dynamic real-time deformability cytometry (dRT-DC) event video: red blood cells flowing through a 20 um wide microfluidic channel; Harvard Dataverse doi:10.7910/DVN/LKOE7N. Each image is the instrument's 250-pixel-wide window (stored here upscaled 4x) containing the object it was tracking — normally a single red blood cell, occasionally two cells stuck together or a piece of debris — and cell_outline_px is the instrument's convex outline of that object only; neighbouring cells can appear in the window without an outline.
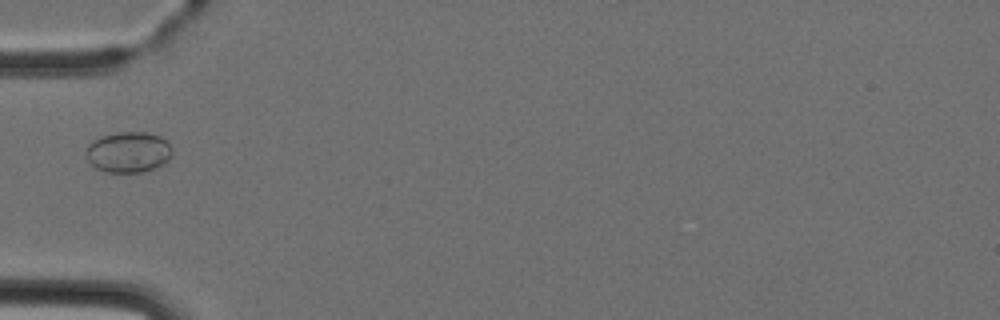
{"species": "Egyptian fruit bat (a non-hibernating species)", "species_latin": "Rousettus aegyptiacus", "temperature_condition": "cold", "stored_images_in_passage": 1, "camera_frame_rate_fps": 3000, "um_per_image_px": 0.085, "animal": {"sex": "female"}, "frame": {"image": 1, "passage_image": 1, "time_ms": 0.0, "image_size_px": [1000, 320], "cell_outline_px": [[172, 156], [164, 164], [156, 168], [144, 172], [104, 172], [96, 168], [88, 160], [84, 152], [88, 144], [92, 140], [100, 136], [120, 132], [148, 132], [160, 136], [172, 148]], "centroid_in_image_um": [10.9, 12.93], "position_along_channel_um": 74.1, "area_um2": 20.75}}